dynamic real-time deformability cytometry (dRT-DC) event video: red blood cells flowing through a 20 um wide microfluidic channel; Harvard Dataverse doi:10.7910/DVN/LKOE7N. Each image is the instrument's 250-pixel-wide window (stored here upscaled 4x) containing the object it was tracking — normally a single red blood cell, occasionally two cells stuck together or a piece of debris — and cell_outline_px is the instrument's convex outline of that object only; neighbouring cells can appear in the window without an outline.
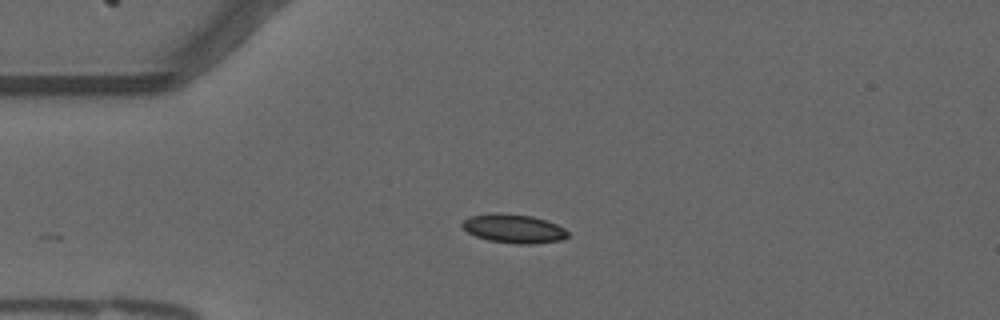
{"species": "common noctule bat (a hibernating species)", "species_latin": "Nyctalus noctula", "temperature_condition": "warm", "stored_images_in_passage": 21, "camera_frame_rate_fps": 3000, "um_per_image_px": 0.085, "animal": {"sex": "male", "forearm_length_mm": 52.5}, "frame": {"image": 1, "passage_image": 1, "time_ms": 0.0, "image_size_px": [1000, 320], "cell_outline_px": [[568, 236], [564, 240], [528, 244], [516, 244], [488, 240], [476, 236], [468, 232], [460, 224], [468, 216], [492, 212], [500, 212], [532, 216], [556, 224], [564, 228], [568, 232]], "centroid_in_image_um": [43.64, 19.42], "position_along_channel_um": 41.4, "area_um2": 17.86}}
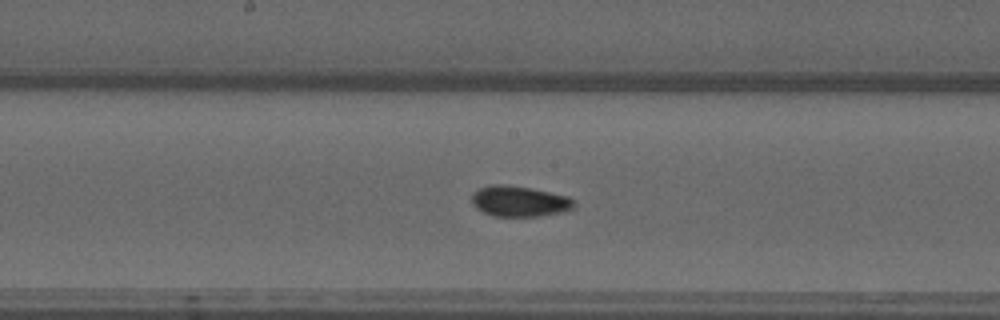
{"frame": {"image": 2, "passage_image": 16, "time_ms": 5.0, "image_size_px": [1000, 320], "cell_outline_px": [[576, 204], [572, 208], [564, 212], [540, 216], [492, 216], [476, 208], [472, 204], [472, 192], [480, 188], [492, 184], [504, 184], [532, 188], [568, 196], [576, 200]], "centroid_in_image_um": [44.16, 17.1], "position_along_channel_um": 204.0, "area_um2": 18.5}}